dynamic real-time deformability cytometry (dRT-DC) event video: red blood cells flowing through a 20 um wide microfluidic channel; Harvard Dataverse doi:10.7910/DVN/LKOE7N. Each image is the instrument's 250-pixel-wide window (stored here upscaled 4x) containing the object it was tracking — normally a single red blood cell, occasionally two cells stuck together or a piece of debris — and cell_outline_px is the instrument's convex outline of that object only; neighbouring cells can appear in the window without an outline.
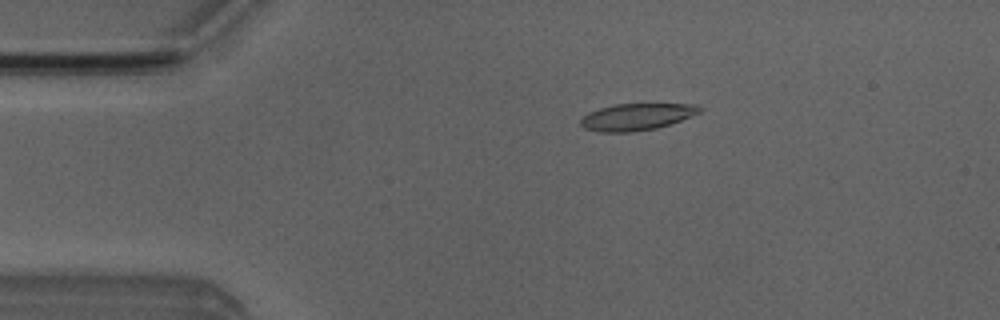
{"species": "Egyptian fruit bat (a non-hibernating species)", "species_latin": "Rousettus aegyptiacus", "temperature_condition": "room temperature", "stored_images_in_passage": 4, "camera_frame_rate_fps": 3000, "um_per_image_px": 0.085, "animal": {"sex": "male"}, "frame": {"image": 1, "passage_image": 3, "time_ms": 2.333, "image_size_px": [1000, 320], "cell_outline_px": [[704, 108], [700, 112], [672, 124], [656, 128], [632, 132], [600, 132], [584, 128], [580, 124], [580, 120], [588, 112], [600, 108], [616, 104], [696, 104]], "centroid_in_image_um": [54.13, 9.93], "position_along_channel_um": 30.9, "area_um2": 18.61}}